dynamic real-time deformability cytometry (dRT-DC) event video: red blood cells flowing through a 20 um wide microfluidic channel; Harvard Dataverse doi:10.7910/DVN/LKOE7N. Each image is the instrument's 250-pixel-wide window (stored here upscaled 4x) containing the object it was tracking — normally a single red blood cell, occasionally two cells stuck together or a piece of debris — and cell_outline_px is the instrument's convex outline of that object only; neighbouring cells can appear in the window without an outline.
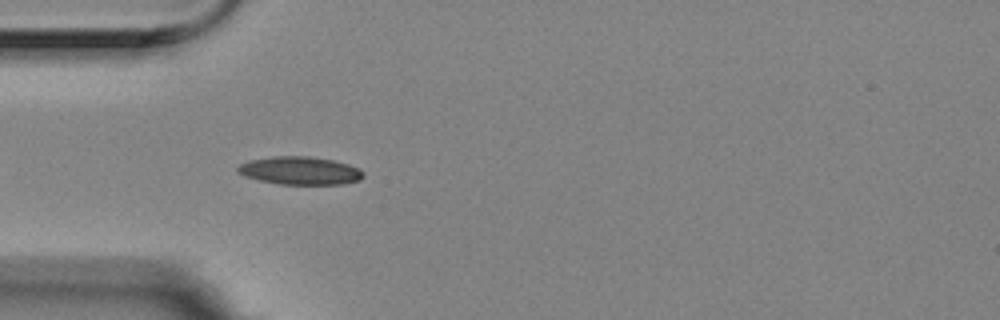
{"species": "Egyptian fruit bat (a non-hibernating species)", "species_latin": "Rousettus aegyptiacus", "temperature_condition": "room temperature", "stored_images_in_passage": 6, "camera_frame_rate_fps": 3000, "um_per_image_px": 0.085, "animal": {"sex": "female"}, "frame": {"image": 1, "passage_image": 5, "time_ms": 1.333, "image_size_px": [1000, 320], "cell_outline_px": [[364, 176], [360, 180], [344, 184], [280, 184], [260, 180], [244, 176], [236, 172], [236, 168], [240, 164], [248, 160], [272, 156], [308, 156], [332, 160], [348, 164], [360, 168], [364, 172]], "centroid_in_image_um": [25.49, 14.5], "position_along_channel_um": 59.5, "area_um2": 20.63}}
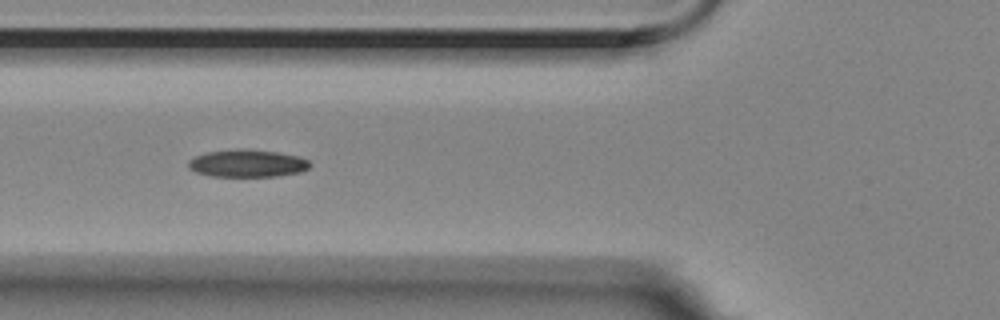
{"frame": {"image": 2, "passage_image": 6, "time_ms": 1.667, "image_size_px": [1000, 320], "cell_outline_px": [[312, 164], [308, 168], [300, 172], [276, 176], [212, 176], [196, 172], [188, 168], [188, 160], [196, 156], [208, 152], [236, 148], [248, 148], [280, 152], [300, 156], [308, 160]], "centroid_in_image_um": [21.05, 13.86], "position_along_channel_um": 104.8, "area_um2": 19.71}}